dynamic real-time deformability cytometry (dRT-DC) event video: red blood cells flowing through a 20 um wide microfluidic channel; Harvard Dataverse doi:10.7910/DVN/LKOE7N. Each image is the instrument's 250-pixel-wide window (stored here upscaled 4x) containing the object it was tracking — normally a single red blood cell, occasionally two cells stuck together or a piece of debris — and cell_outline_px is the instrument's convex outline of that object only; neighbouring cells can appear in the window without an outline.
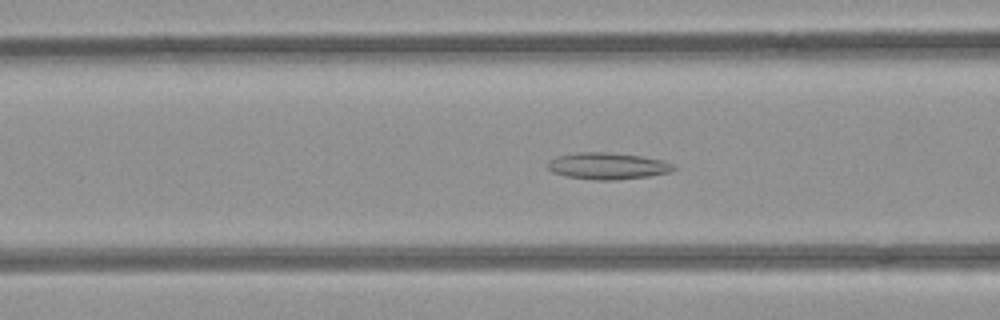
{"species": "common noctule bat (a hibernating species)", "species_latin": "Nyctalus noctula", "temperature_condition": "room temperature", "stored_images_in_passage": 41, "camera_frame_rate_fps": 3000, "um_per_image_px": 0.085, "animal": {"sex": "female", "body_mass_g": 21.9}, "frame": {"image": 1, "passage_image": 9, "time_ms": 2.667, "image_size_px": [1000, 320], "cell_outline_px": [[676, 168], [672, 172], [648, 176], [616, 180], [596, 180], [568, 176], [552, 172], [544, 164], [548, 160], [556, 156], [580, 152], [608, 152], [640, 156], [664, 160], [676, 164]], "centroid_in_image_um": [51.66, 14.1], "position_along_channel_um": 114.9, "area_um2": 19.77}}
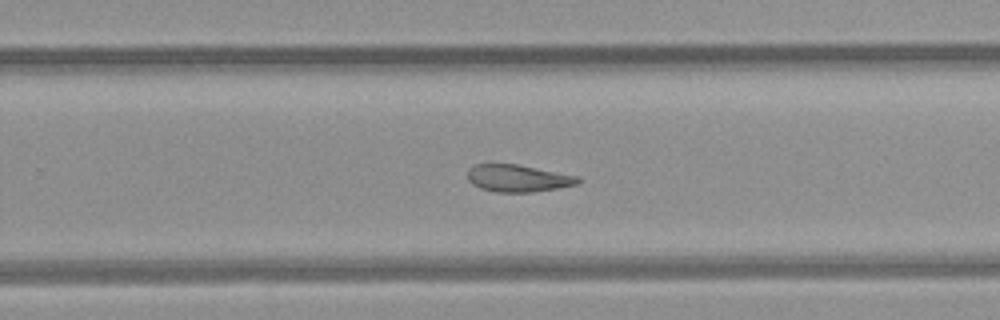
{"frame": {"image": 2, "passage_image": 22, "time_ms": 7.0, "image_size_px": [1000, 320], "cell_outline_px": [[580, 184], [560, 188], [532, 192], [496, 192], [480, 188], [472, 184], [468, 180], [468, 168], [476, 164], [516, 164], [580, 176]], "centroid_in_image_um": [44.06, 15.16], "position_along_channel_um": 285.7, "area_um2": 17.63}}
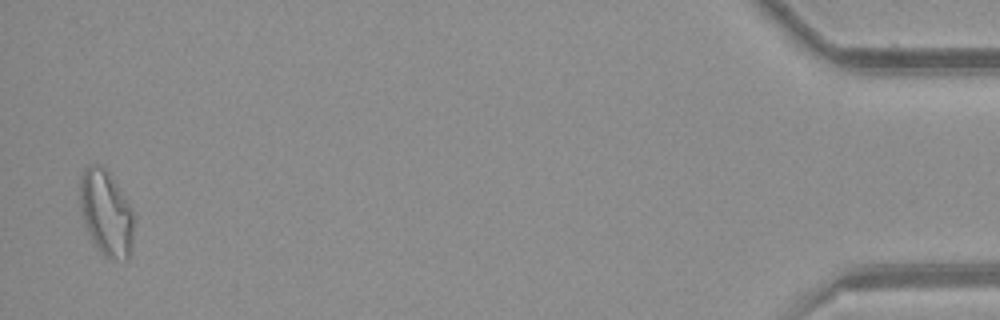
{"frame": {"image": 3, "passage_image": 40, "time_ms": 13.0, "image_size_px": [1000, 320], "cell_outline_px": [[136, 212], [132, 244], [128, 260], [124, 260], [104, 256], [100, 252], [92, 240], [88, 232], [80, 208], [80, 180], [84, 172], [92, 164], [100, 164], [108, 172]], "centroid_in_image_um": [9.07, 18.13], "position_along_channel_um": 426.1, "area_um2": 26.93}, "authors_computed_cell_mechanics": {"area_um2": 19.7676, "velocity_mm_per_s": 3.9461, "shape_relaxation_time_tau1_ms": null, "shape_relaxation_time_tau2_ms": 5.7159, "deformation_change_tau1": null, "deformation_change_tau2": 0.1521}}